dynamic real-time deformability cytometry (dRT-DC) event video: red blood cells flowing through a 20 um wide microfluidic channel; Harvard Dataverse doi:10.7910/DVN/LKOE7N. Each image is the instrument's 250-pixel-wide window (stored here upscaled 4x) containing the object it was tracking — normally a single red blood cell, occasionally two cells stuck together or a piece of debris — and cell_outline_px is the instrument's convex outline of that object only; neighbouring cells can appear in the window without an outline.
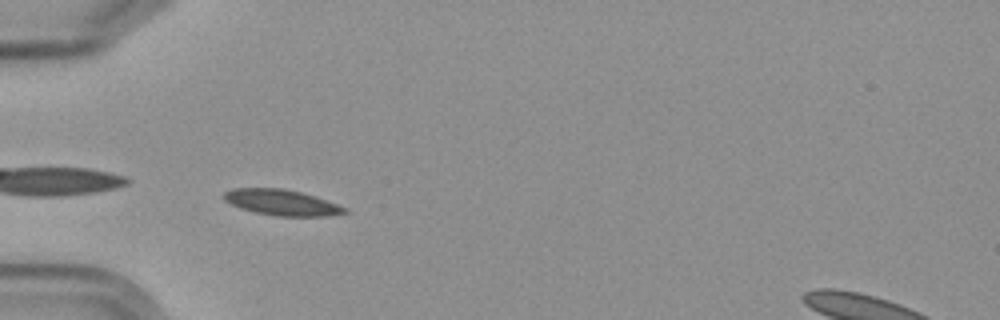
{"species": "Egyptian fruit bat (a non-hibernating species)", "species_latin": "Rousettus aegyptiacus", "temperature_condition": "cold", "stored_images_in_passage": 4, "camera_frame_rate_fps": 3000, "um_per_image_px": 0.085, "frame": {"image": 1, "passage_image": 3, "time_ms": 2.333, "image_size_px": [1000, 320], "cell_outline_px": [[348, 212], [328, 216], [276, 216], [256, 212], [240, 208], [224, 200], [224, 192], [232, 188], [284, 188], [300, 192], [348, 208]], "centroid_in_image_um": [23.92, 17.21], "position_along_channel_um": 61.1, "area_um2": 17.92}}